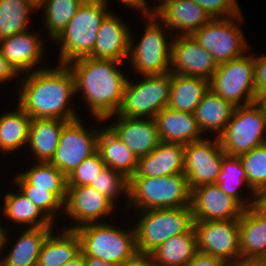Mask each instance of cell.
Returning a JSON list of instances; mask_svg holds the SVG:
<instances>
[{
    "label": "cell",
    "instance_id": "cell-26",
    "mask_svg": "<svg viewBox=\"0 0 266 266\" xmlns=\"http://www.w3.org/2000/svg\"><path fill=\"white\" fill-rule=\"evenodd\" d=\"M209 89L210 81L207 79L172 74L168 107L193 113Z\"/></svg>",
    "mask_w": 266,
    "mask_h": 266
},
{
    "label": "cell",
    "instance_id": "cell-51",
    "mask_svg": "<svg viewBox=\"0 0 266 266\" xmlns=\"http://www.w3.org/2000/svg\"><path fill=\"white\" fill-rule=\"evenodd\" d=\"M256 102L258 103V105L263 111L265 123H266V95H261L257 97Z\"/></svg>",
    "mask_w": 266,
    "mask_h": 266
},
{
    "label": "cell",
    "instance_id": "cell-8",
    "mask_svg": "<svg viewBox=\"0 0 266 266\" xmlns=\"http://www.w3.org/2000/svg\"><path fill=\"white\" fill-rule=\"evenodd\" d=\"M144 77L146 78L138 84L131 85L127 80L122 105L115 114L117 117L142 119L147 115V118L154 119L160 111L168 107L172 73Z\"/></svg>",
    "mask_w": 266,
    "mask_h": 266
},
{
    "label": "cell",
    "instance_id": "cell-35",
    "mask_svg": "<svg viewBox=\"0 0 266 266\" xmlns=\"http://www.w3.org/2000/svg\"><path fill=\"white\" fill-rule=\"evenodd\" d=\"M33 188L53 192L63 203L67 195V177L50 162H39L20 174Z\"/></svg>",
    "mask_w": 266,
    "mask_h": 266
},
{
    "label": "cell",
    "instance_id": "cell-47",
    "mask_svg": "<svg viewBox=\"0 0 266 266\" xmlns=\"http://www.w3.org/2000/svg\"><path fill=\"white\" fill-rule=\"evenodd\" d=\"M254 207L266 217V189L255 194Z\"/></svg>",
    "mask_w": 266,
    "mask_h": 266
},
{
    "label": "cell",
    "instance_id": "cell-6",
    "mask_svg": "<svg viewBox=\"0 0 266 266\" xmlns=\"http://www.w3.org/2000/svg\"><path fill=\"white\" fill-rule=\"evenodd\" d=\"M135 228L138 252L150 254L169 238L194 226L191 206L145 210Z\"/></svg>",
    "mask_w": 266,
    "mask_h": 266
},
{
    "label": "cell",
    "instance_id": "cell-19",
    "mask_svg": "<svg viewBox=\"0 0 266 266\" xmlns=\"http://www.w3.org/2000/svg\"><path fill=\"white\" fill-rule=\"evenodd\" d=\"M154 16L165 23V27L184 30L183 36H191L212 18L203 7L193 0H169L156 6ZM161 17V18H160Z\"/></svg>",
    "mask_w": 266,
    "mask_h": 266
},
{
    "label": "cell",
    "instance_id": "cell-34",
    "mask_svg": "<svg viewBox=\"0 0 266 266\" xmlns=\"http://www.w3.org/2000/svg\"><path fill=\"white\" fill-rule=\"evenodd\" d=\"M3 211V214L11 220L28 224L29 228L52 227V221L46 215H42L43 212L22 192L16 195L12 193L5 195Z\"/></svg>",
    "mask_w": 266,
    "mask_h": 266
},
{
    "label": "cell",
    "instance_id": "cell-15",
    "mask_svg": "<svg viewBox=\"0 0 266 266\" xmlns=\"http://www.w3.org/2000/svg\"><path fill=\"white\" fill-rule=\"evenodd\" d=\"M191 208L194 221L238 220L245 210L217 184L194 188L191 194Z\"/></svg>",
    "mask_w": 266,
    "mask_h": 266
},
{
    "label": "cell",
    "instance_id": "cell-11",
    "mask_svg": "<svg viewBox=\"0 0 266 266\" xmlns=\"http://www.w3.org/2000/svg\"><path fill=\"white\" fill-rule=\"evenodd\" d=\"M193 227L197 251L222 259L226 263L230 259H233V264L240 262L238 220L194 221Z\"/></svg>",
    "mask_w": 266,
    "mask_h": 266
},
{
    "label": "cell",
    "instance_id": "cell-41",
    "mask_svg": "<svg viewBox=\"0 0 266 266\" xmlns=\"http://www.w3.org/2000/svg\"><path fill=\"white\" fill-rule=\"evenodd\" d=\"M106 167L100 154L96 151L85 158L67 177V186H89Z\"/></svg>",
    "mask_w": 266,
    "mask_h": 266
},
{
    "label": "cell",
    "instance_id": "cell-52",
    "mask_svg": "<svg viewBox=\"0 0 266 266\" xmlns=\"http://www.w3.org/2000/svg\"><path fill=\"white\" fill-rule=\"evenodd\" d=\"M3 227L0 226V250L4 247V244L6 243V232L2 229Z\"/></svg>",
    "mask_w": 266,
    "mask_h": 266
},
{
    "label": "cell",
    "instance_id": "cell-27",
    "mask_svg": "<svg viewBox=\"0 0 266 266\" xmlns=\"http://www.w3.org/2000/svg\"><path fill=\"white\" fill-rule=\"evenodd\" d=\"M81 253V242L75 230L66 229L61 236L52 232L44 240L37 266H62Z\"/></svg>",
    "mask_w": 266,
    "mask_h": 266
},
{
    "label": "cell",
    "instance_id": "cell-18",
    "mask_svg": "<svg viewBox=\"0 0 266 266\" xmlns=\"http://www.w3.org/2000/svg\"><path fill=\"white\" fill-rule=\"evenodd\" d=\"M117 122L108 128L138 157L146 156L153 151L161 139L155 119L127 118L119 116Z\"/></svg>",
    "mask_w": 266,
    "mask_h": 266
},
{
    "label": "cell",
    "instance_id": "cell-28",
    "mask_svg": "<svg viewBox=\"0 0 266 266\" xmlns=\"http://www.w3.org/2000/svg\"><path fill=\"white\" fill-rule=\"evenodd\" d=\"M235 108L232 103L209 89L193 114L201 132L214 129L218 131V137L232 118Z\"/></svg>",
    "mask_w": 266,
    "mask_h": 266
},
{
    "label": "cell",
    "instance_id": "cell-29",
    "mask_svg": "<svg viewBox=\"0 0 266 266\" xmlns=\"http://www.w3.org/2000/svg\"><path fill=\"white\" fill-rule=\"evenodd\" d=\"M67 122L59 119H32L28 144L38 157V162H50L53 158L62 128Z\"/></svg>",
    "mask_w": 266,
    "mask_h": 266
},
{
    "label": "cell",
    "instance_id": "cell-21",
    "mask_svg": "<svg viewBox=\"0 0 266 266\" xmlns=\"http://www.w3.org/2000/svg\"><path fill=\"white\" fill-rule=\"evenodd\" d=\"M129 32L128 27L110 13L99 27L93 52L89 56L121 62L130 52Z\"/></svg>",
    "mask_w": 266,
    "mask_h": 266
},
{
    "label": "cell",
    "instance_id": "cell-30",
    "mask_svg": "<svg viewBox=\"0 0 266 266\" xmlns=\"http://www.w3.org/2000/svg\"><path fill=\"white\" fill-rule=\"evenodd\" d=\"M196 252V233L192 227L187 233L169 238L150 254L157 266H186Z\"/></svg>",
    "mask_w": 266,
    "mask_h": 266
},
{
    "label": "cell",
    "instance_id": "cell-24",
    "mask_svg": "<svg viewBox=\"0 0 266 266\" xmlns=\"http://www.w3.org/2000/svg\"><path fill=\"white\" fill-rule=\"evenodd\" d=\"M0 50L8 64L18 74L31 71L42 57V43L36 35L28 31L5 37L0 40Z\"/></svg>",
    "mask_w": 266,
    "mask_h": 266
},
{
    "label": "cell",
    "instance_id": "cell-42",
    "mask_svg": "<svg viewBox=\"0 0 266 266\" xmlns=\"http://www.w3.org/2000/svg\"><path fill=\"white\" fill-rule=\"evenodd\" d=\"M203 7L208 15L214 18L230 16L240 21L241 13L236 0H193ZM222 15V16H221ZM227 15V16H226Z\"/></svg>",
    "mask_w": 266,
    "mask_h": 266
},
{
    "label": "cell",
    "instance_id": "cell-49",
    "mask_svg": "<svg viewBox=\"0 0 266 266\" xmlns=\"http://www.w3.org/2000/svg\"><path fill=\"white\" fill-rule=\"evenodd\" d=\"M84 265L85 266H116L113 263H109V262H106L99 258H94V257H84Z\"/></svg>",
    "mask_w": 266,
    "mask_h": 266
},
{
    "label": "cell",
    "instance_id": "cell-7",
    "mask_svg": "<svg viewBox=\"0 0 266 266\" xmlns=\"http://www.w3.org/2000/svg\"><path fill=\"white\" fill-rule=\"evenodd\" d=\"M265 130L263 111L258 103L254 102L235 108L232 118L218 139L227 155L239 157L266 143L263 137Z\"/></svg>",
    "mask_w": 266,
    "mask_h": 266
},
{
    "label": "cell",
    "instance_id": "cell-2",
    "mask_svg": "<svg viewBox=\"0 0 266 266\" xmlns=\"http://www.w3.org/2000/svg\"><path fill=\"white\" fill-rule=\"evenodd\" d=\"M67 64L75 80V91L82 90L85 101L98 119H108L119 111L127 82L117 67L119 61L82 57Z\"/></svg>",
    "mask_w": 266,
    "mask_h": 266
},
{
    "label": "cell",
    "instance_id": "cell-9",
    "mask_svg": "<svg viewBox=\"0 0 266 266\" xmlns=\"http://www.w3.org/2000/svg\"><path fill=\"white\" fill-rule=\"evenodd\" d=\"M254 57H239L218 64L210 81V89L223 100L239 107L256 102ZM245 94V101L240 100Z\"/></svg>",
    "mask_w": 266,
    "mask_h": 266
},
{
    "label": "cell",
    "instance_id": "cell-40",
    "mask_svg": "<svg viewBox=\"0 0 266 266\" xmlns=\"http://www.w3.org/2000/svg\"><path fill=\"white\" fill-rule=\"evenodd\" d=\"M89 186L95 188L112 203L118 192H124L128 198L129 179L109 167H105Z\"/></svg>",
    "mask_w": 266,
    "mask_h": 266
},
{
    "label": "cell",
    "instance_id": "cell-46",
    "mask_svg": "<svg viewBox=\"0 0 266 266\" xmlns=\"http://www.w3.org/2000/svg\"><path fill=\"white\" fill-rule=\"evenodd\" d=\"M15 75L17 76L18 74L8 64V62L3 57L1 50H0V82L7 81L8 79H11V77Z\"/></svg>",
    "mask_w": 266,
    "mask_h": 266
},
{
    "label": "cell",
    "instance_id": "cell-22",
    "mask_svg": "<svg viewBox=\"0 0 266 266\" xmlns=\"http://www.w3.org/2000/svg\"><path fill=\"white\" fill-rule=\"evenodd\" d=\"M240 261H266V217L254 206L238 219Z\"/></svg>",
    "mask_w": 266,
    "mask_h": 266
},
{
    "label": "cell",
    "instance_id": "cell-33",
    "mask_svg": "<svg viewBox=\"0 0 266 266\" xmlns=\"http://www.w3.org/2000/svg\"><path fill=\"white\" fill-rule=\"evenodd\" d=\"M33 8H37L34 0H0V40L27 31Z\"/></svg>",
    "mask_w": 266,
    "mask_h": 266
},
{
    "label": "cell",
    "instance_id": "cell-16",
    "mask_svg": "<svg viewBox=\"0 0 266 266\" xmlns=\"http://www.w3.org/2000/svg\"><path fill=\"white\" fill-rule=\"evenodd\" d=\"M176 39L171 42L170 66L174 69L170 73L210 80L218 68L214 57L192 35H179Z\"/></svg>",
    "mask_w": 266,
    "mask_h": 266
},
{
    "label": "cell",
    "instance_id": "cell-5",
    "mask_svg": "<svg viewBox=\"0 0 266 266\" xmlns=\"http://www.w3.org/2000/svg\"><path fill=\"white\" fill-rule=\"evenodd\" d=\"M78 225L67 229L78 234L84 257L99 258L118 266L137 252L135 230L121 231L103 222Z\"/></svg>",
    "mask_w": 266,
    "mask_h": 266
},
{
    "label": "cell",
    "instance_id": "cell-31",
    "mask_svg": "<svg viewBox=\"0 0 266 266\" xmlns=\"http://www.w3.org/2000/svg\"><path fill=\"white\" fill-rule=\"evenodd\" d=\"M51 231V227H28L0 266H37L41 246Z\"/></svg>",
    "mask_w": 266,
    "mask_h": 266
},
{
    "label": "cell",
    "instance_id": "cell-13",
    "mask_svg": "<svg viewBox=\"0 0 266 266\" xmlns=\"http://www.w3.org/2000/svg\"><path fill=\"white\" fill-rule=\"evenodd\" d=\"M192 36L214 57L217 64L244 56L243 49L247 47L241 31L227 18L211 19Z\"/></svg>",
    "mask_w": 266,
    "mask_h": 266
},
{
    "label": "cell",
    "instance_id": "cell-1",
    "mask_svg": "<svg viewBox=\"0 0 266 266\" xmlns=\"http://www.w3.org/2000/svg\"><path fill=\"white\" fill-rule=\"evenodd\" d=\"M22 88L18 105L32 119L72 121L79 118L67 107L69 98L76 92L74 75L67 64L52 70H34Z\"/></svg>",
    "mask_w": 266,
    "mask_h": 266
},
{
    "label": "cell",
    "instance_id": "cell-36",
    "mask_svg": "<svg viewBox=\"0 0 266 266\" xmlns=\"http://www.w3.org/2000/svg\"><path fill=\"white\" fill-rule=\"evenodd\" d=\"M84 0H39L37 8L44 5L45 22L49 34L55 40L74 17Z\"/></svg>",
    "mask_w": 266,
    "mask_h": 266
},
{
    "label": "cell",
    "instance_id": "cell-32",
    "mask_svg": "<svg viewBox=\"0 0 266 266\" xmlns=\"http://www.w3.org/2000/svg\"><path fill=\"white\" fill-rule=\"evenodd\" d=\"M32 118L18 105L15 112L0 117V150L14 151L28 143Z\"/></svg>",
    "mask_w": 266,
    "mask_h": 266
},
{
    "label": "cell",
    "instance_id": "cell-50",
    "mask_svg": "<svg viewBox=\"0 0 266 266\" xmlns=\"http://www.w3.org/2000/svg\"><path fill=\"white\" fill-rule=\"evenodd\" d=\"M62 266H85L84 265V255L80 253L78 256L67 262Z\"/></svg>",
    "mask_w": 266,
    "mask_h": 266
},
{
    "label": "cell",
    "instance_id": "cell-12",
    "mask_svg": "<svg viewBox=\"0 0 266 266\" xmlns=\"http://www.w3.org/2000/svg\"><path fill=\"white\" fill-rule=\"evenodd\" d=\"M79 119L62 128L59 144L50 163L68 177L81 162L97 151L98 130L87 132ZM98 131V132H97Z\"/></svg>",
    "mask_w": 266,
    "mask_h": 266
},
{
    "label": "cell",
    "instance_id": "cell-37",
    "mask_svg": "<svg viewBox=\"0 0 266 266\" xmlns=\"http://www.w3.org/2000/svg\"><path fill=\"white\" fill-rule=\"evenodd\" d=\"M241 182L247 183V174L242 165V161L238 156H230L225 154L222 160L221 171L217 177L216 184L223 190V192L232 198L236 199L245 209L254 206V202L248 205L242 202L238 195L236 187Z\"/></svg>",
    "mask_w": 266,
    "mask_h": 266
},
{
    "label": "cell",
    "instance_id": "cell-10",
    "mask_svg": "<svg viewBox=\"0 0 266 266\" xmlns=\"http://www.w3.org/2000/svg\"><path fill=\"white\" fill-rule=\"evenodd\" d=\"M155 16L149 17L145 33L137 46L132 48L130 36L129 55L132 65L143 76L163 75L169 73L171 65V44L166 42L163 31Z\"/></svg>",
    "mask_w": 266,
    "mask_h": 266
},
{
    "label": "cell",
    "instance_id": "cell-43",
    "mask_svg": "<svg viewBox=\"0 0 266 266\" xmlns=\"http://www.w3.org/2000/svg\"><path fill=\"white\" fill-rule=\"evenodd\" d=\"M254 69L256 95H266V56L254 58Z\"/></svg>",
    "mask_w": 266,
    "mask_h": 266
},
{
    "label": "cell",
    "instance_id": "cell-54",
    "mask_svg": "<svg viewBox=\"0 0 266 266\" xmlns=\"http://www.w3.org/2000/svg\"><path fill=\"white\" fill-rule=\"evenodd\" d=\"M227 266H246V261H240L239 263L237 264H231V263H228Z\"/></svg>",
    "mask_w": 266,
    "mask_h": 266
},
{
    "label": "cell",
    "instance_id": "cell-3",
    "mask_svg": "<svg viewBox=\"0 0 266 266\" xmlns=\"http://www.w3.org/2000/svg\"><path fill=\"white\" fill-rule=\"evenodd\" d=\"M192 191L186 175L131 177L128 200L133 207L145 210L191 206Z\"/></svg>",
    "mask_w": 266,
    "mask_h": 266
},
{
    "label": "cell",
    "instance_id": "cell-25",
    "mask_svg": "<svg viewBox=\"0 0 266 266\" xmlns=\"http://www.w3.org/2000/svg\"><path fill=\"white\" fill-rule=\"evenodd\" d=\"M97 151L106 167L128 179L136 173L138 157L108 127L99 131Z\"/></svg>",
    "mask_w": 266,
    "mask_h": 266
},
{
    "label": "cell",
    "instance_id": "cell-17",
    "mask_svg": "<svg viewBox=\"0 0 266 266\" xmlns=\"http://www.w3.org/2000/svg\"><path fill=\"white\" fill-rule=\"evenodd\" d=\"M64 206L66 215L85 225L108 215L114 203L90 186H67Z\"/></svg>",
    "mask_w": 266,
    "mask_h": 266
},
{
    "label": "cell",
    "instance_id": "cell-23",
    "mask_svg": "<svg viewBox=\"0 0 266 266\" xmlns=\"http://www.w3.org/2000/svg\"><path fill=\"white\" fill-rule=\"evenodd\" d=\"M161 141L189 144L202 140V133L193 113L165 107L155 116Z\"/></svg>",
    "mask_w": 266,
    "mask_h": 266
},
{
    "label": "cell",
    "instance_id": "cell-20",
    "mask_svg": "<svg viewBox=\"0 0 266 266\" xmlns=\"http://www.w3.org/2000/svg\"><path fill=\"white\" fill-rule=\"evenodd\" d=\"M184 149L181 143L163 142L148 155L138 159L132 177H163L184 173Z\"/></svg>",
    "mask_w": 266,
    "mask_h": 266
},
{
    "label": "cell",
    "instance_id": "cell-39",
    "mask_svg": "<svg viewBox=\"0 0 266 266\" xmlns=\"http://www.w3.org/2000/svg\"><path fill=\"white\" fill-rule=\"evenodd\" d=\"M17 186L28 199H30L51 221H54L56 209L64 206V203L53 193L47 189L33 188L21 175L16 177Z\"/></svg>",
    "mask_w": 266,
    "mask_h": 266
},
{
    "label": "cell",
    "instance_id": "cell-45",
    "mask_svg": "<svg viewBox=\"0 0 266 266\" xmlns=\"http://www.w3.org/2000/svg\"><path fill=\"white\" fill-rule=\"evenodd\" d=\"M118 266H157L151 254L136 252L133 256L119 264Z\"/></svg>",
    "mask_w": 266,
    "mask_h": 266
},
{
    "label": "cell",
    "instance_id": "cell-44",
    "mask_svg": "<svg viewBox=\"0 0 266 266\" xmlns=\"http://www.w3.org/2000/svg\"><path fill=\"white\" fill-rule=\"evenodd\" d=\"M222 259L197 251L186 266H227Z\"/></svg>",
    "mask_w": 266,
    "mask_h": 266
},
{
    "label": "cell",
    "instance_id": "cell-53",
    "mask_svg": "<svg viewBox=\"0 0 266 266\" xmlns=\"http://www.w3.org/2000/svg\"><path fill=\"white\" fill-rule=\"evenodd\" d=\"M246 266H266V261H246Z\"/></svg>",
    "mask_w": 266,
    "mask_h": 266
},
{
    "label": "cell",
    "instance_id": "cell-48",
    "mask_svg": "<svg viewBox=\"0 0 266 266\" xmlns=\"http://www.w3.org/2000/svg\"><path fill=\"white\" fill-rule=\"evenodd\" d=\"M106 3V0H100ZM123 4L125 3L126 5L132 6V7H137L138 9H141L143 11V14H147L148 16H153L154 14L151 11H148L147 5L145 3V0H120ZM149 13V14H148ZM152 13V14H150Z\"/></svg>",
    "mask_w": 266,
    "mask_h": 266
},
{
    "label": "cell",
    "instance_id": "cell-14",
    "mask_svg": "<svg viewBox=\"0 0 266 266\" xmlns=\"http://www.w3.org/2000/svg\"><path fill=\"white\" fill-rule=\"evenodd\" d=\"M202 139L185 145L184 174L191 191L201 185L216 184L226 154L218 137L213 142Z\"/></svg>",
    "mask_w": 266,
    "mask_h": 266
},
{
    "label": "cell",
    "instance_id": "cell-4",
    "mask_svg": "<svg viewBox=\"0 0 266 266\" xmlns=\"http://www.w3.org/2000/svg\"><path fill=\"white\" fill-rule=\"evenodd\" d=\"M105 4L100 0H84L79 6L74 17L56 38L62 42L59 64H70L93 52L99 27L110 14L105 10Z\"/></svg>",
    "mask_w": 266,
    "mask_h": 266
},
{
    "label": "cell",
    "instance_id": "cell-38",
    "mask_svg": "<svg viewBox=\"0 0 266 266\" xmlns=\"http://www.w3.org/2000/svg\"><path fill=\"white\" fill-rule=\"evenodd\" d=\"M247 174V185L253 195L266 189V143L239 156Z\"/></svg>",
    "mask_w": 266,
    "mask_h": 266
}]
</instances>
